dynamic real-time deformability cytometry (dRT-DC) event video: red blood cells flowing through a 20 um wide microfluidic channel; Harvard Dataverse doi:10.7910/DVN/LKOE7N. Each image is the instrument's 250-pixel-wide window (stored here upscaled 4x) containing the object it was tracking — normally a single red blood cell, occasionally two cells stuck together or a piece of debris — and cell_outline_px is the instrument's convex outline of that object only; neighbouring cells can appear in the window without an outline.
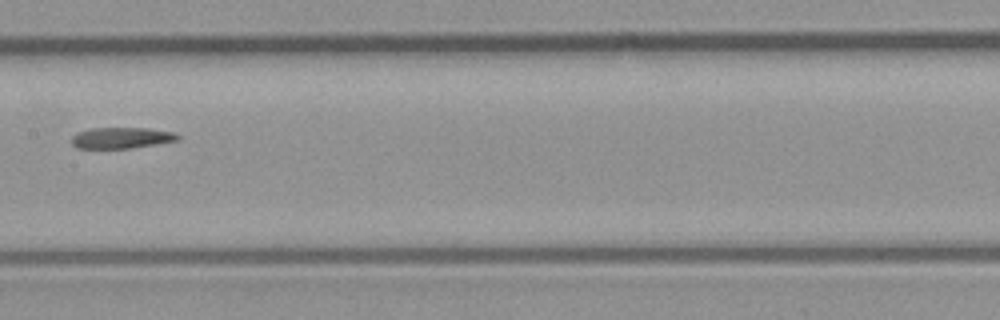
{"species": "common noctule bat (a hibernating species)", "species_latin": "Nyctalus noctula", "temperature_condition": "room temperature", "stored_images_in_passage": 6, "camera_frame_rate_fps": 3000, "um_per_image_px": 0.085, "animal": {"sex": "male", "body_mass_g": 23.1, "forearm_length_mm": 52.7}, "frame": {"image": 1, "passage_image": 5, "time_ms": 1.333, "image_size_px": [1000, 320], "cell_outline_px": [[180, 140], [132, 148], [76, 148], [72, 144], [72, 136], [76, 132], [92, 128], [148, 128], [176, 132], [180, 136]], "centroid_in_image_um": [10.35, 11.71], "position_along_channel_um": 197.0, "area_um2": 13.18}}
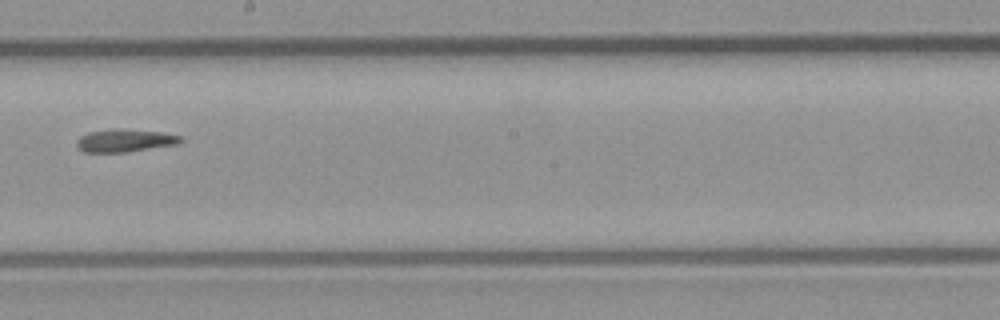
{"frame": {"image": 2, "passage_image": 6, "time_ms": 1.667, "image_size_px": [1000, 320], "cell_outline_px": [[184, 140], [176, 144], [128, 152], [84, 152], [76, 144], [76, 140], [80, 136], [88, 132], [120, 128], [160, 132], [180, 136]], "centroid_in_image_um": [10.59, 11.94], "position_along_channel_um": 237.6, "area_um2": 13.7}}